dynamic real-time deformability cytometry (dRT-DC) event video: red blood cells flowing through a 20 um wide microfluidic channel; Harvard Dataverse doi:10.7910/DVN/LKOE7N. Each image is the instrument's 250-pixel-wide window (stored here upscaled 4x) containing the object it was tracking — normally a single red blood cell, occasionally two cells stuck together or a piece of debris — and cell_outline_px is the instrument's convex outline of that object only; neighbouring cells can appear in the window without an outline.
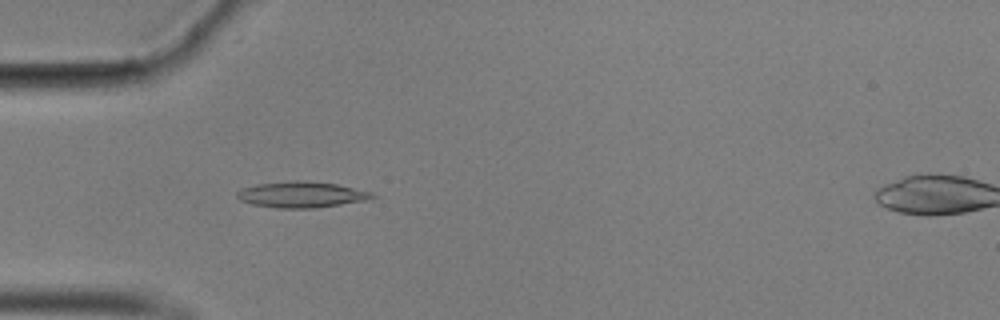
{"species": "common noctule bat (a hibernating species)", "species_latin": "Nyctalus noctula", "temperature_condition": "cold", "stored_images_in_passage": 56, "camera_frame_rate_fps": 3000, "um_per_image_px": 0.085, "animal": {"sex": "male", "body_mass_g": 17.9}, "frame": {"image": 1, "passage_image": 17, "time_ms": 5.333, "image_size_px": [1000, 320], "cell_outline_px": [[376, 196], [372, 200], [312, 208], [276, 208], [252, 204], [240, 200], [236, 196], [236, 192], [244, 188], [256, 184], [292, 180], [304, 180], [336, 184], [372, 192]], "centroid_in_image_um": [25.65, 16.54], "position_along_channel_um": 59.4, "area_um2": 20.58}}
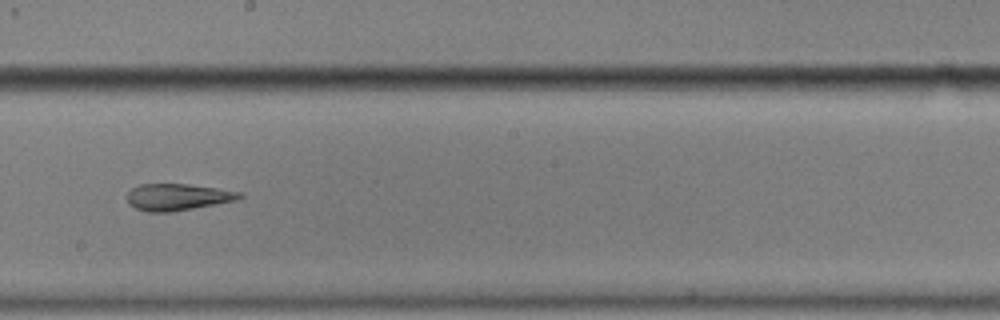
{"frame": {"image": 2, "passage_image": 32, "time_ms": 10.333, "image_size_px": [1000, 320], "cell_outline_px": [[244, 196], [236, 200], [216, 204], [172, 212], [148, 212], [136, 208], [128, 204], [128, 192], [132, 188], [140, 184], [188, 184], [244, 192]], "centroid_in_image_um": [15.11, 16.75], "position_along_channel_um": 233.1, "area_um2": 17.51}}
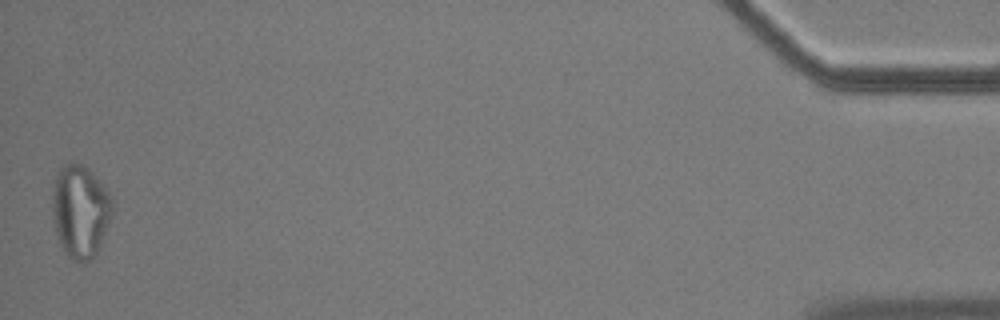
{"frame": {"image": 3, "passage_image": 56, "time_ms": 18.333, "image_size_px": [1000, 320], "cell_outline_px": [[112, 212], [100, 248], [92, 260], [84, 264], [80, 264], [68, 256], [64, 252], [56, 236], [52, 220], [52, 188], [56, 172], [64, 164], [72, 160], [88, 168], [92, 172], [108, 192], [112, 200]], "centroid_in_image_um": [6.79, 17.97], "position_along_channel_um": 428.4, "area_um2": 33.12}, "authors_computed_cell_mechanics": {"area_um2": 19.2474, "velocity_mm_per_s": 3.5421, "shape_relaxation_time_tau1_ms": null, "shape_relaxation_time_tau2_ms": 3.249, "deformation_change_tau1": null, "deformation_change_tau2": 0.124}}